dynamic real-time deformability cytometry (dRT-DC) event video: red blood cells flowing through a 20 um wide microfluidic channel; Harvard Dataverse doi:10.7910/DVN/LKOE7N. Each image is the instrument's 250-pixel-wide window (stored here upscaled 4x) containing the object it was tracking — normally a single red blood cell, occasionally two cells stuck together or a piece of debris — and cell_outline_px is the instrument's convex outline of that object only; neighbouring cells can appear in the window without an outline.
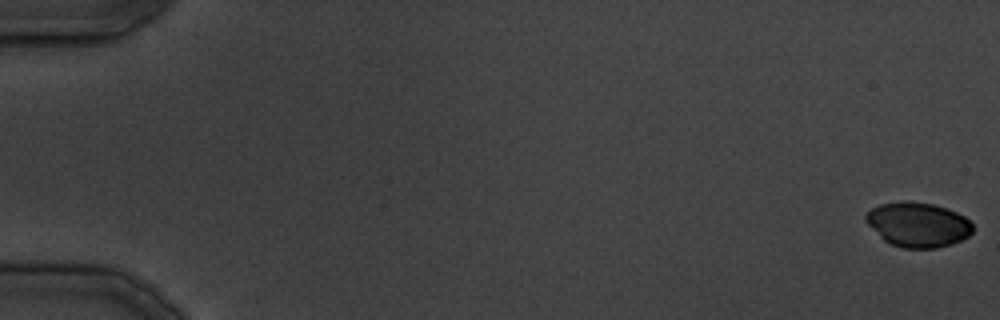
{"species": "common noctule bat (a hibernating species)", "species_latin": "Nyctalus noctula", "temperature_condition": "cold", "stored_images_in_passage": 14, "camera_frame_rate_fps": 3000, "um_per_image_px": 0.085, "animal": {"sex": "male", "body_mass_g": 19.5, "forearm_length_mm": 54.6}, "frame": {"image": 1, "passage_image": 1, "time_ms": 0.0, "image_size_px": [1000, 320], "cell_outline_px": [[972, 232], [968, 236], [952, 244], [936, 248], [904, 248], [892, 244], [884, 240], [864, 220], [864, 216], [872, 208], [880, 204], [900, 200], [908, 200], [932, 204], [956, 212], [964, 216], [972, 224]], "centroid_in_image_um": [78.0, 19.08], "position_along_channel_um": 7.0, "area_um2": 27.74}}
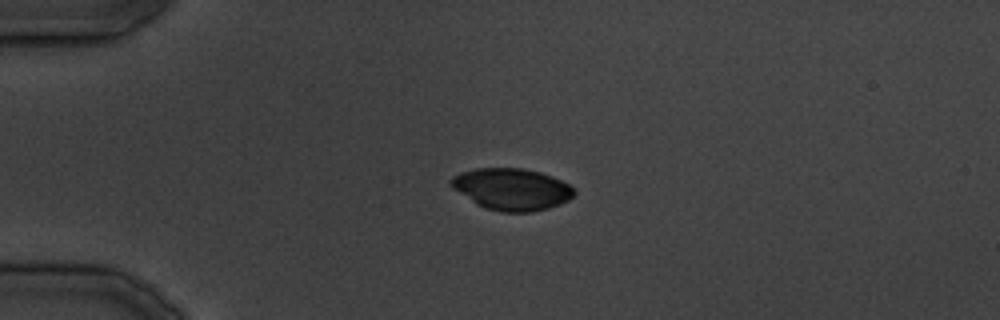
{"frame": {"image": 2, "passage_image": 10, "time_ms": 11.0, "image_size_px": [1000, 320], "cell_outline_px": [[576, 192], [568, 200], [560, 204], [548, 208], [532, 212], [500, 212], [484, 208], [476, 204], [452, 188], [448, 184], [448, 180], [452, 176], [460, 172], [476, 168], [524, 168], [540, 172], [552, 176], [568, 184]], "centroid_in_image_um": [43.45, 16.08], "position_along_channel_um": 41.6, "area_um2": 30.17}}